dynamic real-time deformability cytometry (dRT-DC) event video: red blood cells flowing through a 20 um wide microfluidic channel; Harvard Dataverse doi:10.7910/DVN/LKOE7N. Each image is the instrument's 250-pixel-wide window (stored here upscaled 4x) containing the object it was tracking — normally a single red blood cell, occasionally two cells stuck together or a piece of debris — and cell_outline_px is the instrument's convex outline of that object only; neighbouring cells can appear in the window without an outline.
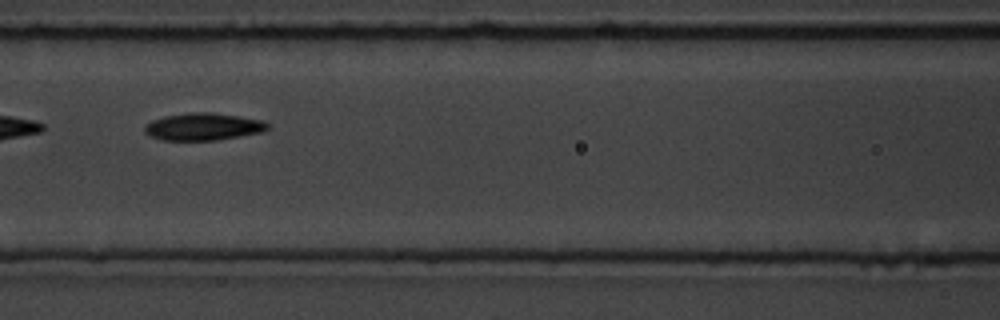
{"species": "common noctule bat (a hibernating species)", "species_latin": "Nyctalus noctula", "temperature_condition": "room temperature", "stored_images_in_passage": 11, "camera_frame_rate_fps": 3000, "um_per_image_px": 0.085, "animal": {"sex": "male", "body_mass_g": 19.5, "forearm_length_mm": 54.6}, "frame": {"image": 1, "passage_image": 5, "time_ms": 5.667, "image_size_px": [1000, 320], "cell_outline_px": [[268, 128], [264, 132], [216, 140], [160, 140], [148, 136], [144, 132], [144, 124], [152, 120], [164, 116], [188, 112], [212, 112], [264, 120], [268, 124]], "centroid_in_image_um": [17.24, 10.76], "position_along_channel_um": 149.4, "area_um2": 19.83}, "authors_computed_cell_mechanics": {"area_um2": 19.2474, "velocity_mm_per_s": 3.5226, "shape_relaxation_time_tau1_ms": 5.5378, "shape_relaxation_time_tau2_ms": null, "deformation_change_tau1": 0.1491, "deformation_change_tau2": null}}